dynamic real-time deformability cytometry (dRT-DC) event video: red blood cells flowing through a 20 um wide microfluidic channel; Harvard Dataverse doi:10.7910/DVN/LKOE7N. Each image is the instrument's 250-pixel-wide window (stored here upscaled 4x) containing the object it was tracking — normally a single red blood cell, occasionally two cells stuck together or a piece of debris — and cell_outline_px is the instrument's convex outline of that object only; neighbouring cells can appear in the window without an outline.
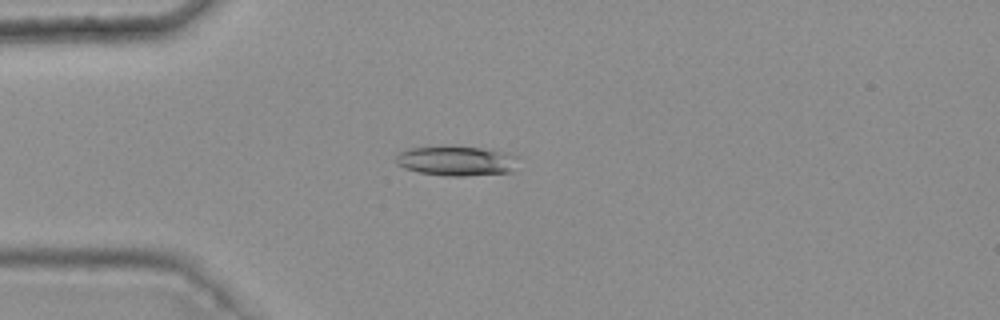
{"species": "common noctule bat (a hibernating species)", "species_latin": "Nyctalus noctula", "temperature_condition": "warm", "stored_images_in_passage": 5, "camera_frame_rate_fps": 3000, "um_per_image_px": 0.085, "animal": {"sex": "female", "body_mass_g": 25.1}, "frame": {"image": 1, "passage_image": 5, "time_ms": 1.333, "image_size_px": [1000, 320], "cell_outline_px": [[520, 156], [512, 172], [464, 176], [444, 176], [420, 172], [404, 168], [396, 164], [396, 156], [400, 152], [408, 148], [480, 148], [504, 152]], "centroid_in_image_um": [38.83, 13.71], "position_along_channel_um": 46.2, "area_um2": 20.75}}